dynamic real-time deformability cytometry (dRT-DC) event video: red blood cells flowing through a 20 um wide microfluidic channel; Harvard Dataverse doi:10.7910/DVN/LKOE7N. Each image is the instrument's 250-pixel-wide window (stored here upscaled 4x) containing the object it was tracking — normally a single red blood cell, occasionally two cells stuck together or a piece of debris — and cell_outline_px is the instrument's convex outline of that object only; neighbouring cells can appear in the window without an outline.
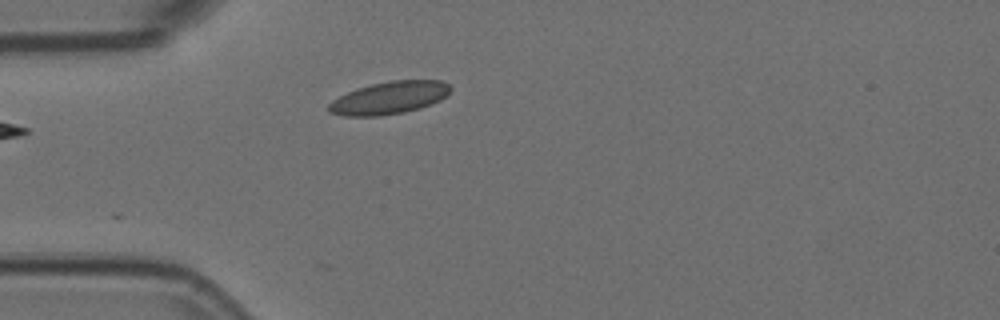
{"species": "Egyptian fruit bat (a non-hibernating species)", "species_latin": "Rousettus aegyptiacus", "temperature_condition": "room temperature", "stored_images_in_passage": 11, "camera_frame_rate_fps": 3000, "um_per_image_px": 0.085, "animal": {"sex": "female"}, "frame": {"image": 1, "passage_image": 1, "time_ms": 0.0, "image_size_px": [1000, 320], "cell_outline_px": [[452, 88], [440, 100], [420, 108], [404, 112], [380, 116], [344, 116], [328, 112], [328, 104], [332, 100], [356, 88], [388, 80], [444, 80]], "centroid_in_image_um": [33.07, 8.31], "position_along_channel_um": 51.9, "area_um2": 23.12}}
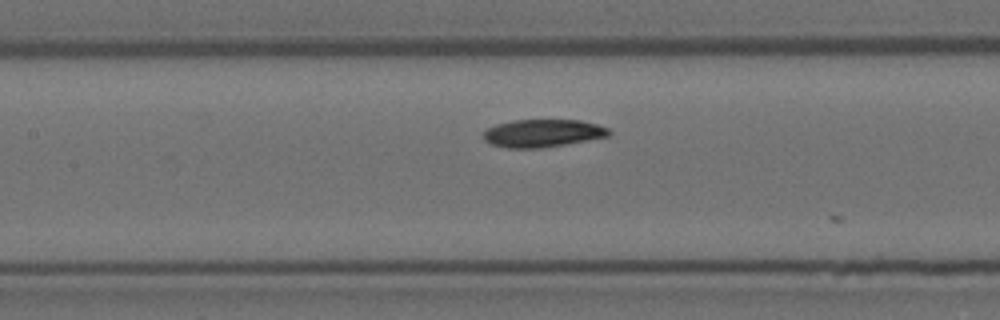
{"frame": {"image": 2, "passage_image": 7, "time_ms": 2.0, "image_size_px": [1000, 320], "cell_outline_px": [[612, 132], [608, 136], [588, 140], [540, 148], [508, 148], [492, 144], [484, 140], [484, 132], [488, 128], [496, 124], [512, 120], [580, 120], [596, 124], [608, 128]], "centroid_in_image_um": [46.13, 11.32], "position_along_channel_um": 161.3, "area_um2": 20.17}}
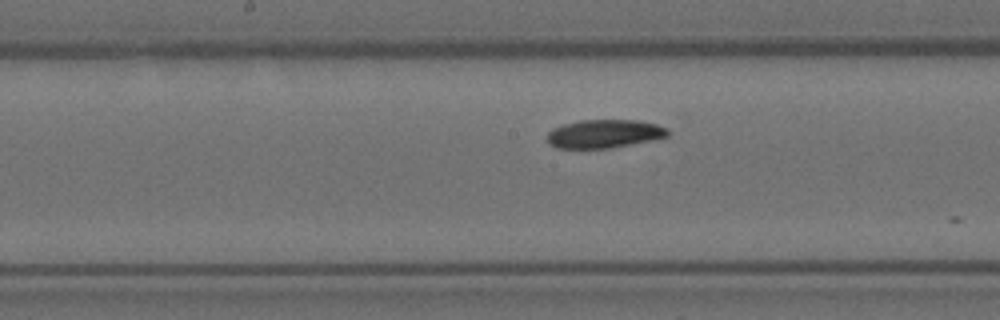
{"frame": {"image": 3, "passage_image": 10, "time_ms": 3.0, "image_size_px": [1000, 320], "cell_outline_px": [[668, 136], [652, 140], [612, 148], [556, 148], [548, 144], [548, 132], [552, 128], [564, 124], [580, 120], [636, 120], [656, 124], [668, 128]], "centroid_in_image_um": [51.35, 11.37], "position_along_channel_um": 196.9, "area_um2": 20.0}}